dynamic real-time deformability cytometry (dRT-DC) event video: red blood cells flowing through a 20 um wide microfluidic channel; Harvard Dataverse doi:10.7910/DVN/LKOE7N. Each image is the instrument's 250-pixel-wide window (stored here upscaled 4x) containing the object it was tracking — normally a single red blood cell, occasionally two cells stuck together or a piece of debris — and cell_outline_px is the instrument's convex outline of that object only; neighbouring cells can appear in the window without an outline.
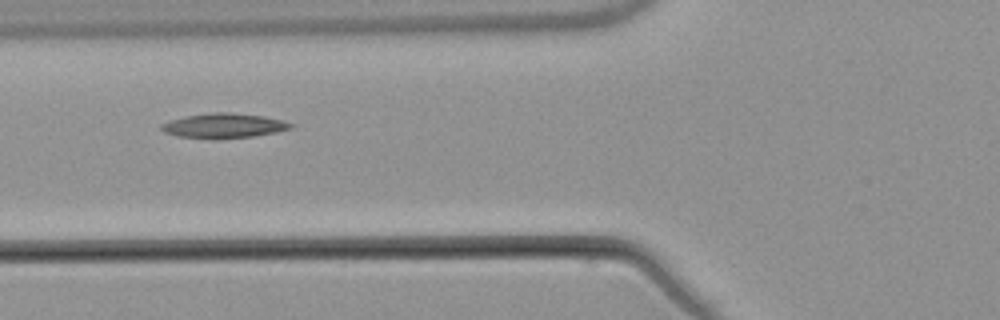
{"species": "common noctule bat (a hibernating species)", "species_latin": "Nyctalus noctula", "temperature_condition": "warm", "stored_images_in_passage": 3, "camera_frame_rate_fps": 3000, "um_per_image_px": 0.085, "animal": {"sex": "male", "body_mass_g": 21.5, "forearm_length_mm": 52.0}, "frame": {"image": 1, "passage_image": 2, "time_ms": 1.333, "image_size_px": [1000, 320], "cell_outline_px": [[296, 124], [292, 128], [276, 132], [252, 136], [216, 140], [180, 136], [164, 132], [160, 128], [160, 124], [168, 120], [188, 116], [212, 112], [228, 112], [264, 116], [284, 120]], "centroid_in_image_um": [19.04, 10.69], "position_along_channel_um": 106.8, "area_um2": 18.84}}
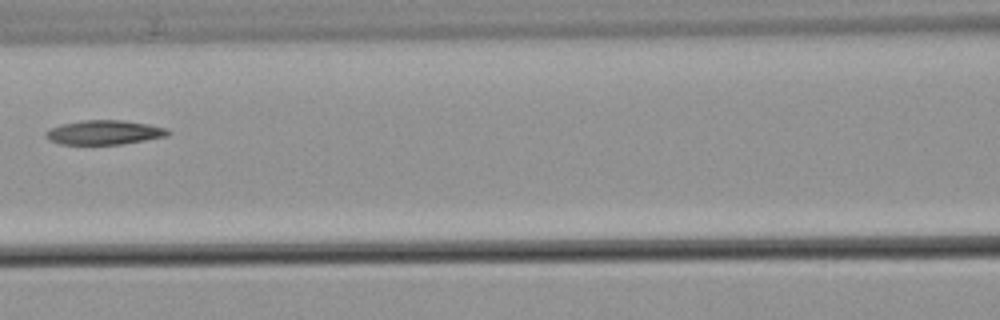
{"frame": {"image": 2, "passage_image": 3, "time_ms": 2.667, "image_size_px": [1000, 320], "cell_outline_px": [[172, 132], [168, 136], [120, 144], [60, 144], [48, 140], [44, 136], [44, 132], [48, 128], [60, 124], [84, 120], [124, 120], [148, 124], [168, 128]], "centroid_in_image_um": [8.83, 11.25], "position_along_channel_um": 157.8, "area_um2": 17.51}}